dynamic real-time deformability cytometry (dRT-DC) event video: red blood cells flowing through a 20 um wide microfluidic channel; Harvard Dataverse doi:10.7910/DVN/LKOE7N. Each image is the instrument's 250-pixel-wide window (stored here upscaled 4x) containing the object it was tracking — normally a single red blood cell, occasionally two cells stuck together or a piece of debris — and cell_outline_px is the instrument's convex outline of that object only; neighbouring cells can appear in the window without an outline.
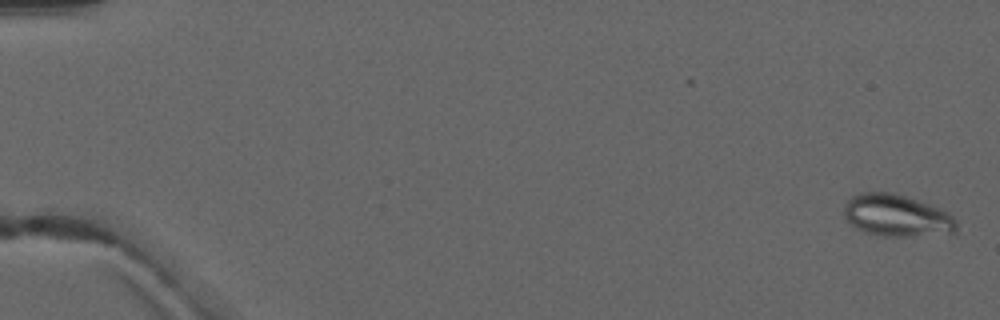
{"species": "common noctule bat (a hibernating species)", "species_latin": "Nyctalus noctula", "temperature_condition": "warm", "stored_images_in_passage": 6, "camera_frame_rate_fps": 3000, "um_per_image_px": 0.085, "animal": {"sex": "male", "forearm_length_mm": 52.5}, "frame": {"image": 1, "passage_image": 1, "time_ms": 0.0, "image_size_px": [1000, 320], "cell_outline_px": [[956, 232], [912, 236], [880, 236], [864, 232], [856, 228], [844, 216], [844, 204], [852, 196], [860, 192], [892, 192], [920, 200], [940, 208], [948, 212], [956, 220]], "centroid_in_image_um": [76.21, 18.31], "position_along_channel_um": 8.8, "area_um2": 27.63}}